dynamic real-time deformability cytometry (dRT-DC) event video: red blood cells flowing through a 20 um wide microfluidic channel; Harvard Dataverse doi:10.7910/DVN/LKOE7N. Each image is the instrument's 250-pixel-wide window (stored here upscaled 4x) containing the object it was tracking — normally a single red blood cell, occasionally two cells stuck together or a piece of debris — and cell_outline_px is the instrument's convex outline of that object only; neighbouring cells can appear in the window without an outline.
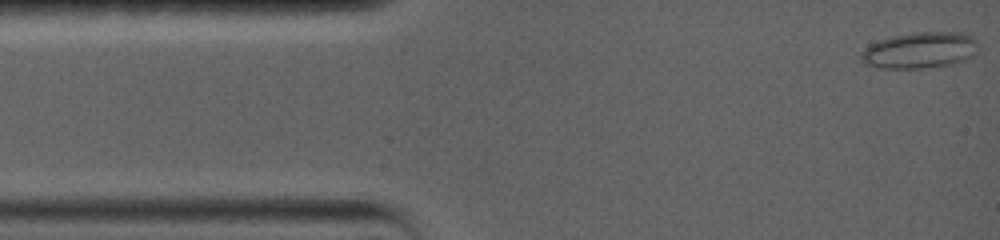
{"species": "common noctule bat (a hibernating species)", "species_latin": "Nyctalus noctula", "temperature_condition": "warm", "stored_images_in_passage": 56, "camera_frame_rate_fps": 5000, "um_per_image_px": 0.085, "animal": {"sex": "female", "body_mass_g": 19.0, "forearm_length_mm": 56.7}, "frame": {"image": 1, "passage_image": 1, "time_ms": 0.0, "image_size_px": [1000, 240], "cell_outline_px": [[976, 52], [972, 56], [964, 60], [948, 64], [920, 68], [880, 68], [864, 64], [860, 60], [860, 52], [868, 44], [880, 40], [912, 32], [960, 32], [972, 36], [976, 40]], "centroid_in_image_um": [78.13, 4.27], "position_along_channel_um": 6.9, "area_um2": 24.62}}
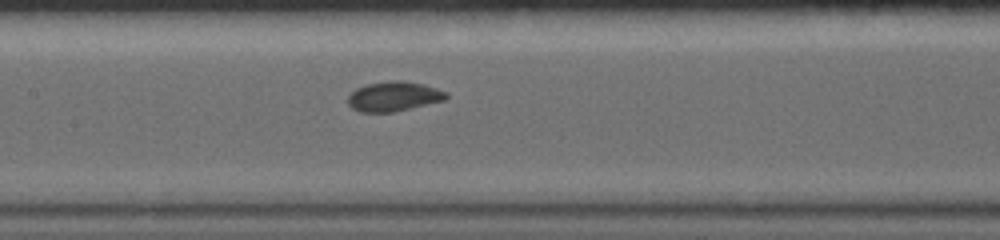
{"frame": {"image": 2, "passage_image": 25, "time_ms": 6.8, "image_size_px": [1000, 240], "cell_outline_px": [[448, 96], [444, 100], [392, 112], [360, 112], [352, 108], [348, 104], [348, 96], [356, 88], [368, 84], [392, 80], [400, 80], [424, 84], [448, 92]], "centroid_in_image_um": [33.46, 8.19], "position_along_channel_um": 173.9, "area_um2": 16.88}}
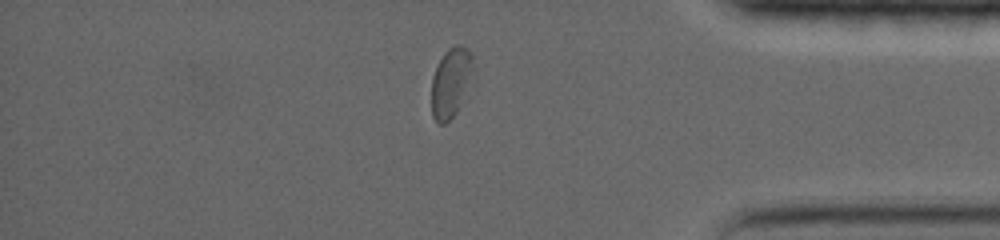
{"frame": {"image": 3, "passage_image": 48, "time_ms": 13.6, "image_size_px": [1000, 240], "cell_outline_px": [[472, 68], [456, 112], [444, 124], [440, 124], [432, 116], [432, 76], [444, 52], [448, 48], [456, 44], [460, 44], [468, 48], [472, 56]], "centroid_in_image_um": [38.27, 6.96], "position_along_channel_um": 396.9, "area_um2": 16.07}, "authors_computed_cell_mechanics": {"area_um2": 17.0799, "velocity_mm_per_s": 3.5803, "shape_relaxation_time_tau1_ms": 7.3553, "shape_relaxation_time_tau2_ms": 1.6015, "deformation_change_tau1": 0.1431, "deformation_change_tau2": 0.049}}